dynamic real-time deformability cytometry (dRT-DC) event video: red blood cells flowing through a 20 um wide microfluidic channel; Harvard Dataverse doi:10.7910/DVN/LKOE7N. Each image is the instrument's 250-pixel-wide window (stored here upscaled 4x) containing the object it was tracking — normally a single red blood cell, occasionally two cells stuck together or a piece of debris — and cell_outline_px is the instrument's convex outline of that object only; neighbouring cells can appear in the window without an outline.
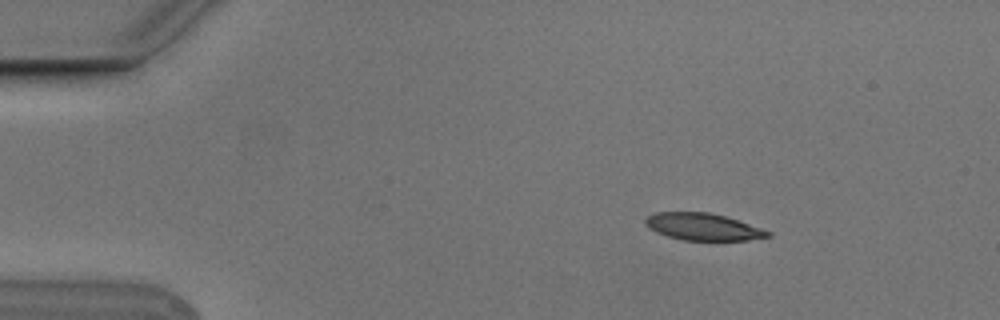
{"species": "Egyptian fruit bat (a non-hibernating species)", "species_latin": "Rousettus aegyptiacus", "temperature_condition": "cold", "stored_images_in_passage": 4, "camera_frame_rate_fps": 3000, "um_per_image_px": 0.085, "animal": {"sex": "male"}, "frame": {"image": 1, "passage_image": 2, "time_ms": 0.333, "image_size_px": [1000, 320], "cell_outline_px": [[772, 236], [748, 240], [684, 240], [668, 236], [656, 232], [648, 228], [644, 224], [644, 220], [648, 216], [656, 212], [708, 212], [724, 216], [772, 232]], "centroid_in_image_um": [59.72, 19.28], "position_along_channel_um": 25.3, "area_um2": 19.13}}